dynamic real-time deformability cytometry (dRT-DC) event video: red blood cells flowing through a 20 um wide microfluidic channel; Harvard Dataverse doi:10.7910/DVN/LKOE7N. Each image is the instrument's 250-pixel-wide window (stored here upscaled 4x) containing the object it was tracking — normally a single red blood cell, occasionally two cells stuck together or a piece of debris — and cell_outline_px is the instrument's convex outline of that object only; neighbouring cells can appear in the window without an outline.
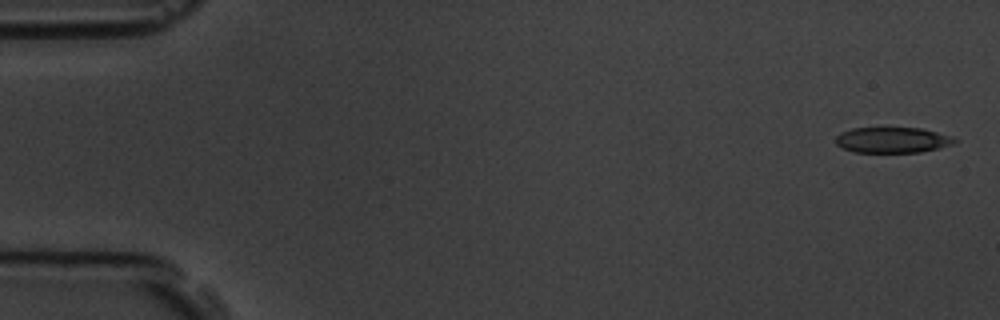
{"species": "common noctule bat (a hibernating species)", "species_latin": "Nyctalus noctula", "temperature_condition": "room temperature", "stored_images_in_passage": 5, "camera_frame_rate_fps": 3000, "um_per_image_px": 0.085, "animal": {"sex": "male", "body_mass_g": 19.5, "forearm_length_mm": 54.6}, "frame": {"image": 1, "passage_image": 1, "time_ms": 0.0, "image_size_px": [1000, 320], "cell_outline_px": [[960, 140], [956, 144], [920, 152], [852, 152], [836, 144], [836, 136], [840, 132], [852, 128], [920, 128], [952, 136]], "centroid_in_image_um": [75.89, 11.9], "position_along_channel_um": 9.1, "area_um2": 17.86}}
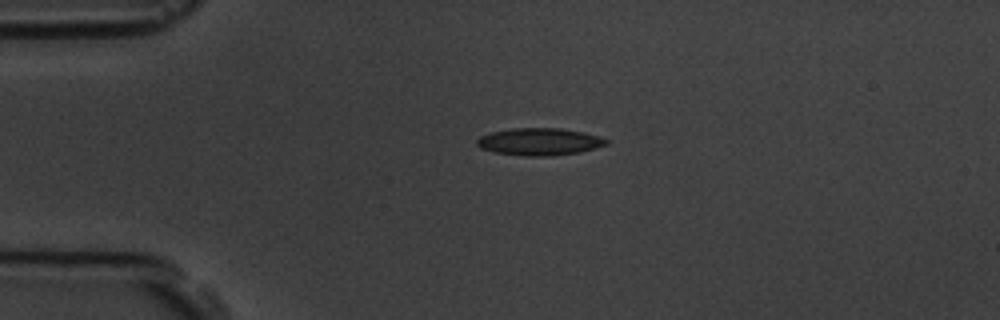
{"frame": {"image": 2, "passage_image": 4, "time_ms": 3.667, "image_size_px": [1000, 320], "cell_outline_px": [[612, 140], [608, 144], [580, 152], [552, 156], [524, 156], [496, 152], [480, 148], [476, 144], [476, 140], [480, 136], [492, 132], [512, 128], [560, 128], [584, 132], [600, 136]], "centroid_in_image_um": [45.89, 12.04], "position_along_channel_um": 39.1, "area_um2": 20.69}}